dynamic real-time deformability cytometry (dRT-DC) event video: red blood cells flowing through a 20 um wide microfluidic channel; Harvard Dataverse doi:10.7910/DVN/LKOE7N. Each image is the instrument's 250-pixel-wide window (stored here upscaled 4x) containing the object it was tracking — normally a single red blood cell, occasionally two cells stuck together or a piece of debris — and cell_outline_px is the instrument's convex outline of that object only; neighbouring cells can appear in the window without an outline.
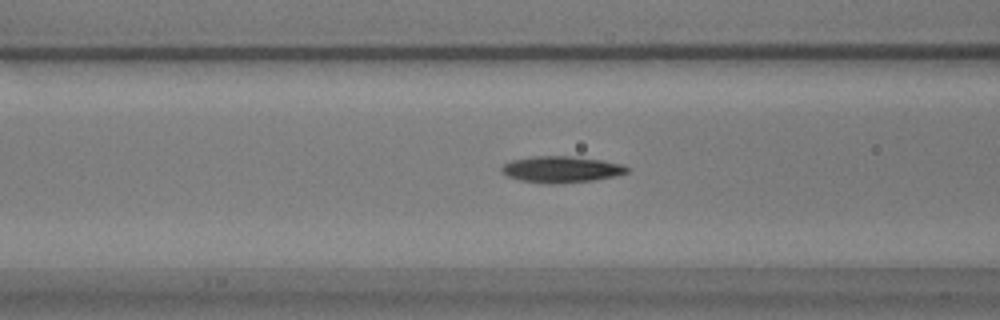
{"species": "common noctule bat (a hibernating species)", "species_latin": "Nyctalus noctula", "temperature_condition": "warm", "stored_images_in_passage": 32, "camera_frame_rate_fps": 3000, "um_per_image_px": 0.085, "animal": {"sex": "male", "body_mass_g": 17.9}, "frame": {"image": 1, "passage_image": 6, "time_ms": 1.667, "image_size_px": [1000, 320], "cell_outline_px": [[628, 172], [616, 176], [592, 180], [552, 184], [548, 184], [520, 180], [508, 176], [500, 172], [500, 168], [504, 164], [512, 160], [532, 156], [572, 156], [604, 160], [624, 164], [628, 168]], "centroid_in_image_um": [47.71, 14.39], "position_along_channel_um": 118.9, "area_um2": 19.36}}
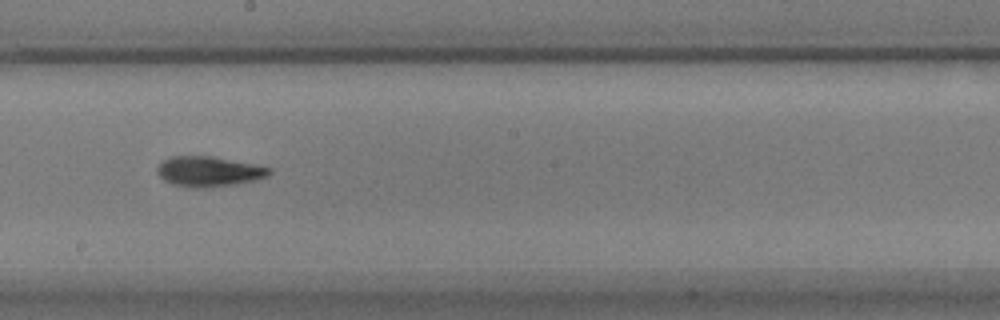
{"frame": {"image": 2, "passage_image": 15, "time_ms": 4.667, "image_size_px": [1000, 320], "cell_outline_px": [[272, 172], [268, 176], [256, 180], [232, 184], [204, 188], [196, 188], [172, 184], [164, 180], [156, 172], [156, 168], [164, 160], [172, 156], [212, 156], [272, 168]], "centroid_in_image_um": [17.74, 14.57], "position_along_channel_um": 230.5, "area_um2": 19.54}}
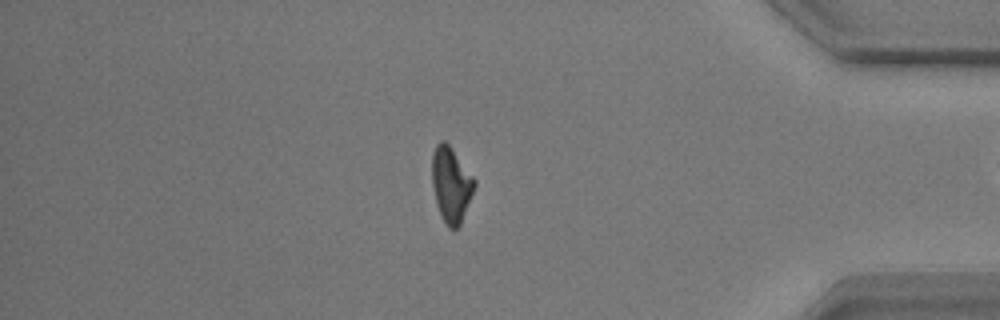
{"frame": {"image": 3, "passage_image": 31, "time_ms": 10.0, "image_size_px": [1000, 320], "cell_outline_px": [[476, 184], [460, 224], [456, 228], [448, 228], [436, 204], [432, 184], [432, 152], [436, 144], [440, 140], [444, 140], [448, 144], [476, 180]], "centroid_in_image_um": [38.32, 15.65], "position_along_channel_um": 396.9, "area_um2": 18.32}}